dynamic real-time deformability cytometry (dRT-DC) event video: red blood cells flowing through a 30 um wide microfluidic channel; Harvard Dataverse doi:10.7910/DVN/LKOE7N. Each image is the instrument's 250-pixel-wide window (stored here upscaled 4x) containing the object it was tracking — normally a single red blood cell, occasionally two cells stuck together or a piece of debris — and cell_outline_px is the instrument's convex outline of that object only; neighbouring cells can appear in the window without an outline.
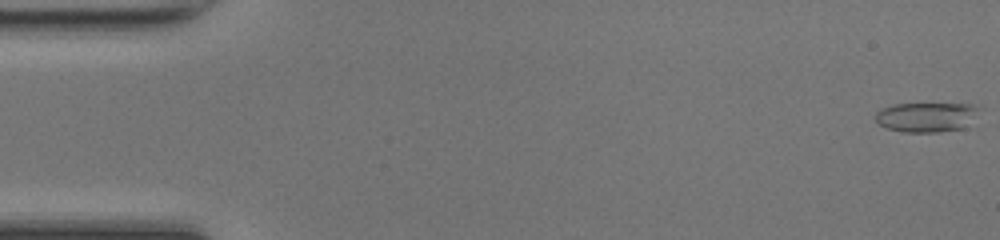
{"species": "common noctule bat (a hibernating species)", "species_latin": "Nyctalus noctula", "temperature_condition": "room temperature", "stored_images_in_passage": 49, "camera_frame_rate_fps": 3000, "um_per_image_px": 0.085, "animal": {"sex": "female", "body_mass_g": 17.0, "forearm_length_mm": 48.0}, "frame": {"image": 1, "passage_image": 1, "time_ms": 0.0, "image_size_px": [1000, 240], "cell_outline_px": [[984, 108], [964, 128], [940, 132], [904, 132], [888, 128], [880, 124], [872, 116], [880, 108], [892, 104], [972, 104]], "centroid_in_image_um": [78.76, 9.94], "position_along_channel_um": 6.2, "area_um2": 18.21}}
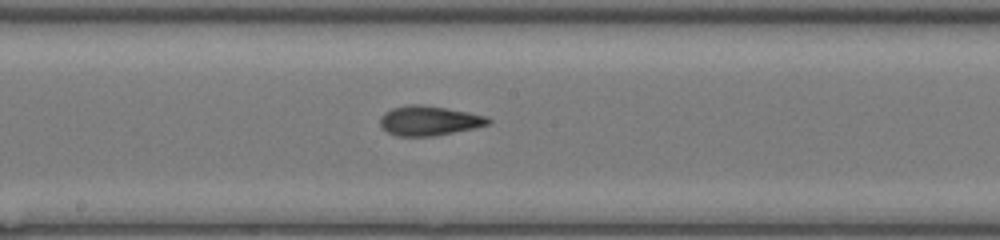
{"frame": {"image": 2, "passage_image": 26, "time_ms": 8.333, "image_size_px": [1000, 240], "cell_outline_px": [[492, 120], [488, 124], [472, 128], [436, 136], [396, 136], [380, 128], [380, 116], [384, 112], [392, 108], [412, 104], [420, 104], [468, 112], [488, 116]], "centroid_in_image_um": [36.43, 10.26], "position_along_channel_um": 211.8, "area_um2": 18.67}}
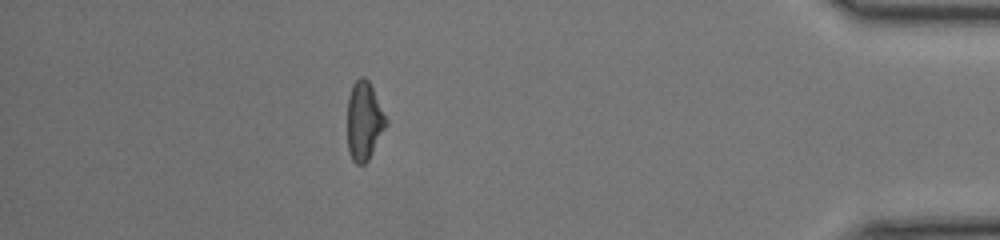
{"frame": {"image": 3, "passage_image": 43, "time_ms": 14.0, "image_size_px": [1000, 240], "cell_outline_px": [[388, 124], [368, 160], [364, 164], [356, 164], [352, 160], [348, 152], [348, 96], [352, 84], [360, 76], [364, 76], [368, 80], [388, 120]], "centroid_in_image_um": [30.95, 10.28], "position_along_channel_um": 404.3, "area_um2": 17.74}, "authors_computed_cell_mechanics": {"area_um2": 18.2648, "velocity_mm_per_s": 4.3137, "shape_relaxation_time_tau1_ms": 4.5681, "shape_relaxation_time_tau2_ms": 1.7252, "deformation_change_tau1": 0.1654, "deformation_change_tau2": 0.1038}}